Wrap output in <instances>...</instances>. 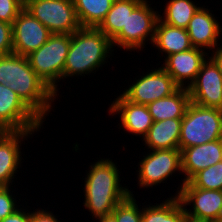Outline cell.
<instances>
[{"mask_svg":"<svg viewBox=\"0 0 222 222\" xmlns=\"http://www.w3.org/2000/svg\"><path fill=\"white\" fill-rule=\"evenodd\" d=\"M0 84L8 85L42 121L57 96L31 68L27 57L15 53L0 56Z\"/></svg>","mask_w":222,"mask_h":222,"instance_id":"1","label":"cell"},{"mask_svg":"<svg viewBox=\"0 0 222 222\" xmlns=\"http://www.w3.org/2000/svg\"><path fill=\"white\" fill-rule=\"evenodd\" d=\"M84 184V206L96 220L109 216L132 192L120 184V171L112 159H101L90 165Z\"/></svg>","mask_w":222,"mask_h":222,"instance_id":"2","label":"cell"},{"mask_svg":"<svg viewBox=\"0 0 222 222\" xmlns=\"http://www.w3.org/2000/svg\"><path fill=\"white\" fill-rule=\"evenodd\" d=\"M111 40L97 27H80L71 34L64 78L85 76L105 64L113 50ZM97 68V69H96ZM83 74V75H82Z\"/></svg>","mask_w":222,"mask_h":222,"instance_id":"3","label":"cell"},{"mask_svg":"<svg viewBox=\"0 0 222 222\" xmlns=\"http://www.w3.org/2000/svg\"><path fill=\"white\" fill-rule=\"evenodd\" d=\"M222 139V111L190 102L182 118L179 149Z\"/></svg>","mask_w":222,"mask_h":222,"instance_id":"4","label":"cell"},{"mask_svg":"<svg viewBox=\"0 0 222 222\" xmlns=\"http://www.w3.org/2000/svg\"><path fill=\"white\" fill-rule=\"evenodd\" d=\"M71 44L69 34H51L39 49L27 55L31 68L57 94V83L64 79L65 60Z\"/></svg>","mask_w":222,"mask_h":222,"instance_id":"5","label":"cell"},{"mask_svg":"<svg viewBox=\"0 0 222 222\" xmlns=\"http://www.w3.org/2000/svg\"><path fill=\"white\" fill-rule=\"evenodd\" d=\"M148 2L143 0L131 14H128L126 29H122L111 40L113 47L117 45L120 49L125 48L126 51H131L141 50L148 40L152 44L160 14L154 11Z\"/></svg>","mask_w":222,"mask_h":222,"instance_id":"6","label":"cell"},{"mask_svg":"<svg viewBox=\"0 0 222 222\" xmlns=\"http://www.w3.org/2000/svg\"><path fill=\"white\" fill-rule=\"evenodd\" d=\"M24 8L52 34H69L80 27L72 0H30Z\"/></svg>","mask_w":222,"mask_h":222,"instance_id":"7","label":"cell"},{"mask_svg":"<svg viewBox=\"0 0 222 222\" xmlns=\"http://www.w3.org/2000/svg\"><path fill=\"white\" fill-rule=\"evenodd\" d=\"M43 122L8 85L0 84V131H38Z\"/></svg>","mask_w":222,"mask_h":222,"instance_id":"8","label":"cell"},{"mask_svg":"<svg viewBox=\"0 0 222 222\" xmlns=\"http://www.w3.org/2000/svg\"><path fill=\"white\" fill-rule=\"evenodd\" d=\"M177 195L185 207V215L195 220L222 222V191L194 187L189 181L180 186ZM190 210V211H189Z\"/></svg>","mask_w":222,"mask_h":222,"instance_id":"9","label":"cell"},{"mask_svg":"<svg viewBox=\"0 0 222 222\" xmlns=\"http://www.w3.org/2000/svg\"><path fill=\"white\" fill-rule=\"evenodd\" d=\"M150 151L139 164L138 184L142 188L160 185L175 171L182 172L180 149Z\"/></svg>","mask_w":222,"mask_h":222,"instance_id":"10","label":"cell"},{"mask_svg":"<svg viewBox=\"0 0 222 222\" xmlns=\"http://www.w3.org/2000/svg\"><path fill=\"white\" fill-rule=\"evenodd\" d=\"M145 74L123 91L122 95L132 103L147 105L172 95L180 88L161 66Z\"/></svg>","mask_w":222,"mask_h":222,"instance_id":"11","label":"cell"},{"mask_svg":"<svg viewBox=\"0 0 222 222\" xmlns=\"http://www.w3.org/2000/svg\"><path fill=\"white\" fill-rule=\"evenodd\" d=\"M187 89L191 102L204 107L221 109L222 75L210 57L203 62L194 82Z\"/></svg>","mask_w":222,"mask_h":222,"instance_id":"12","label":"cell"},{"mask_svg":"<svg viewBox=\"0 0 222 222\" xmlns=\"http://www.w3.org/2000/svg\"><path fill=\"white\" fill-rule=\"evenodd\" d=\"M51 32L23 8L12 25L13 53L27 56L39 49Z\"/></svg>","mask_w":222,"mask_h":222,"instance_id":"13","label":"cell"},{"mask_svg":"<svg viewBox=\"0 0 222 222\" xmlns=\"http://www.w3.org/2000/svg\"><path fill=\"white\" fill-rule=\"evenodd\" d=\"M205 55L207 56L208 53L203 49L193 47L190 50L168 55L162 68L180 88H189L206 60Z\"/></svg>","mask_w":222,"mask_h":222,"instance_id":"14","label":"cell"},{"mask_svg":"<svg viewBox=\"0 0 222 222\" xmlns=\"http://www.w3.org/2000/svg\"><path fill=\"white\" fill-rule=\"evenodd\" d=\"M32 132L0 131V187L11 186L16 176L14 174L21 166V141L32 135Z\"/></svg>","mask_w":222,"mask_h":222,"instance_id":"15","label":"cell"},{"mask_svg":"<svg viewBox=\"0 0 222 222\" xmlns=\"http://www.w3.org/2000/svg\"><path fill=\"white\" fill-rule=\"evenodd\" d=\"M222 161V139L181 150L182 185L196 173Z\"/></svg>","mask_w":222,"mask_h":222,"instance_id":"16","label":"cell"},{"mask_svg":"<svg viewBox=\"0 0 222 222\" xmlns=\"http://www.w3.org/2000/svg\"><path fill=\"white\" fill-rule=\"evenodd\" d=\"M119 114L122 129L144 138L153 124L152 115L147 105L135 104L127 100L122 94L111 103L109 115Z\"/></svg>","mask_w":222,"mask_h":222,"instance_id":"17","label":"cell"},{"mask_svg":"<svg viewBox=\"0 0 222 222\" xmlns=\"http://www.w3.org/2000/svg\"><path fill=\"white\" fill-rule=\"evenodd\" d=\"M219 25L210 10L200 7L186 28L192 47L215 50L220 45L218 38L222 28Z\"/></svg>","mask_w":222,"mask_h":222,"instance_id":"18","label":"cell"},{"mask_svg":"<svg viewBox=\"0 0 222 222\" xmlns=\"http://www.w3.org/2000/svg\"><path fill=\"white\" fill-rule=\"evenodd\" d=\"M182 118L154 121L143 138L150 150L179 149Z\"/></svg>","mask_w":222,"mask_h":222,"instance_id":"19","label":"cell"},{"mask_svg":"<svg viewBox=\"0 0 222 222\" xmlns=\"http://www.w3.org/2000/svg\"><path fill=\"white\" fill-rule=\"evenodd\" d=\"M152 44L153 46L155 45L161 53H167L166 57L193 48L186 29L168 25L160 19H158L156 24Z\"/></svg>","mask_w":222,"mask_h":222,"instance_id":"20","label":"cell"},{"mask_svg":"<svg viewBox=\"0 0 222 222\" xmlns=\"http://www.w3.org/2000/svg\"><path fill=\"white\" fill-rule=\"evenodd\" d=\"M190 102L188 89L179 88L172 95L147 104V108L152 115L153 121H163L183 118Z\"/></svg>","mask_w":222,"mask_h":222,"instance_id":"21","label":"cell"},{"mask_svg":"<svg viewBox=\"0 0 222 222\" xmlns=\"http://www.w3.org/2000/svg\"><path fill=\"white\" fill-rule=\"evenodd\" d=\"M142 1L143 0H114L105 19L97 28L112 40L122 29H126L128 14H131Z\"/></svg>","mask_w":222,"mask_h":222,"instance_id":"22","label":"cell"},{"mask_svg":"<svg viewBox=\"0 0 222 222\" xmlns=\"http://www.w3.org/2000/svg\"><path fill=\"white\" fill-rule=\"evenodd\" d=\"M148 206L142 208V222H182L185 216V206L178 196Z\"/></svg>","mask_w":222,"mask_h":222,"instance_id":"23","label":"cell"},{"mask_svg":"<svg viewBox=\"0 0 222 222\" xmlns=\"http://www.w3.org/2000/svg\"><path fill=\"white\" fill-rule=\"evenodd\" d=\"M81 27H98L114 0H72Z\"/></svg>","mask_w":222,"mask_h":222,"instance_id":"24","label":"cell"},{"mask_svg":"<svg viewBox=\"0 0 222 222\" xmlns=\"http://www.w3.org/2000/svg\"><path fill=\"white\" fill-rule=\"evenodd\" d=\"M192 0H170L165 6L164 16L159 19L171 26L186 29L193 15L200 8Z\"/></svg>","mask_w":222,"mask_h":222,"instance_id":"25","label":"cell"},{"mask_svg":"<svg viewBox=\"0 0 222 222\" xmlns=\"http://www.w3.org/2000/svg\"><path fill=\"white\" fill-rule=\"evenodd\" d=\"M189 182L197 188L222 191V161L199 171Z\"/></svg>","mask_w":222,"mask_h":222,"instance_id":"26","label":"cell"},{"mask_svg":"<svg viewBox=\"0 0 222 222\" xmlns=\"http://www.w3.org/2000/svg\"><path fill=\"white\" fill-rule=\"evenodd\" d=\"M133 195L131 193L114 208L111 215L116 222H142V210L139 209Z\"/></svg>","mask_w":222,"mask_h":222,"instance_id":"27","label":"cell"},{"mask_svg":"<svg viewBox=\"0 0 222 222\" xmlns=\"http://www.w3.org/2000/svg\"><path fill=\"white\" fill-rule=\"evenodd\" d=\"M23 8L24 6L19 0H0V21L13 25Z\"/></svg>","mask_w":222,"mask_h":222,"instance_id":"28","label":"cell"},{"mask_svg":"<svg viewBox=\"0 0 222 222\" xmlns=\"http://www.w3.org/2000/svg\"><path fill=\"white\" fill-rule=\"evenodd\" d=\"M10 192V186L0 187V220L10 216L19 209L16 199L13 198L14 196Z\"/></svg>","mask_w":222,"mask_h":222,"instance_id":"29","label":"cell"},{"mask_svg":"<svg viewBox=\"0 0 222 222\" xmlns=\"http://www.w3.org/2000/svg\"><path fill=\"white\" fill-rule=\"evenodd\" d=\"M13 53L12 24L0 21V56Z\"/></svg>","mask_w":222,"mask_h":222,"instance_id":"30","label":"cell"},{"mask_svg":"<svg viewBox=\"0 0 222 222\" xmlns=\"http://www.w3.org/2000/svg\"><path fill=\"white\" fill-rule=\"evenodd\" d=\"M47 210H40L38 209V211L36 210L34 212L31 211L30 214V222H61L58 221L57 218L55 217V215Z\"/></svg>","mask_w":222,"mask_h":222,"instance_id":"31","label":"cell"},{"mask_svg":"<svg viewBox=\"0 0 222 222\" xmlns=\"http://www.w3.org/2000/svg\"><path fill=\"white\" fill-rule=\"evenodd\" d=\"M30 214V212L26 213L24 209L19 208L0 222H30Z\"/></svg>","mask_w":222,"mask_h":222,"instance_id":"32","label":"cell"},{"mask_svg":"<svg viewBox=\"0 0 222 222\" xmlns=\"http://www.w3.org/2000/svg\"><path fill=\"white\" fill-rule=\"evenodd\" d=\"M214 53L210 57L214 63L217 65L220 74L222 75V45L217 47V49L212 50Z\"/></svg>","mask_w":222,"mask_h":222,"instance_id":"33","label":"cell"},{"mask_svg":"<svg viewBox=\"0 0 222 222\" xmlns=\"http://www.w3.org/2000/svg\"><path fill=\"white\" fill-rule=\"evenodd\" d=\"M99 222H116L115 218L112 215L103 216L98 218Z\"/></svg>","mask_w":222,"mask_h":222,"instance_id":"34","label":"cell"},{"mask_svg":"<svg viewBox=\"0 0 222 222\" xmlns=\"http://www.w3.org/2000/svg\"><path fill=\"white\" fill-rule=\"evenodd\" d=\"M182 222H212V221L195 220V219L189 218L185 215L182 219Z\"/></svg>","mask_w":222,"mask_h":222,"instance_id":"35","label":"cell"},{"mask_svg":"<svg viewBox=\"0 0 222 222\" xmlns=\"http://www.w3.org/2000/svg\"><path fill=\"white\" fill-rule=\"evenodd\" d=\"M25 6L30 0H19Z\"/></svg>","mask_w":222,"mask_h":222,"instance_id":"36","label":"cell"}]
</instances>
